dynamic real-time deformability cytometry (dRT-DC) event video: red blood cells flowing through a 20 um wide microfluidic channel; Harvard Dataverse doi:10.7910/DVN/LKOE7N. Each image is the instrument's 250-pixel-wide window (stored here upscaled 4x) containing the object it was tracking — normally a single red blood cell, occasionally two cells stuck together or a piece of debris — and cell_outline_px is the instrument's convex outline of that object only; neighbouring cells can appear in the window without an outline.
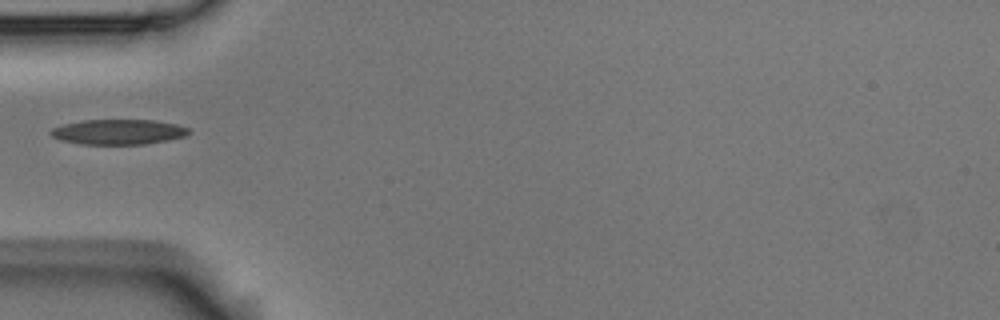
{"species": "Egyptian fruit bat (a non-hibernating species)", "species_latin": "Rousettus aegyptiacus", "temperature_condition": "room temperature", "stored_images_in_passage": 1, "camera_frame_rate_fps": 3000, "um_per_image_px": 0.085, "animal": {"sex": "male"}, "frame": {"image": 1, "passage_image": 1, "time_ms": 0.0, "image_size_px": [1000, 320], "cell_outline_px": [[188, 136], [168, 140], [144, 144], [80, 144], [60, 140], [52, 136], [48, 132], [52, 128], [64, 124], [84, 120], [156, 120], [176, 124], [188, 128]], "centroid_in_image_um": [10.05, 11.21], "position_along_channel_um": 74.9, "area_um2": 20.23}}